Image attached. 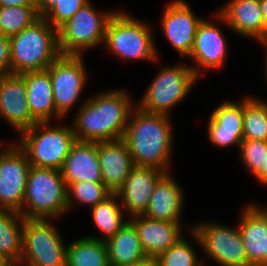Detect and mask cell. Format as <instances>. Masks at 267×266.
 <instances>
[{
	"label": "cell",
	"mask_w": 267,
	"mask_h": 266,
	"mask_svg": "<svg viewBox=\"0 0 267 266\" xmlns=\"http://www.w3.org/2000/svg\"><path fill=\"white\" fill-rule=\"evenodd\" d=\"M126 89L95 94L78 105L72 128L78 141L104 142L123 139L133 105Z\"/></svg>",
	"instance_id": "1"
},
{
	"label": "cell",
	"mask_w": 267,
	"mask_h": 266,
	"mask_svg": "<svg viewBox=\"0 0 267 266\" xmlns=\"http://www.w3.org/2000/svg\"><path fill=\"white\" fill-rule=\"evenodd\" d=\"M171 117L149 113L136 106L126 125L123 140L134 165L152 166L167 173L171 170L173 128Z\"/></svg>",
	"instance_id": "2"
},
{
	"label": "cell",
	"mask_w": 267,
	"mask_h": 266,
	"mask_svg": "<svg viewBox=\"0 0 267 266\" xmlns=\"http://www.w3.org/2000/svg\"><path fill=\"white\" fill-rule=\"evenodd\" d=\"M9 38L13 74L45 70L61 55L58 30L43 17Z\"/></svg>",
	"instance_id": "3"
},
{
	"label": "cell",
	"mask_w": 267,
	"mask_h": 266,
	"mask_svg": "<svg viewBox=\"0 0 267 266\" xmlns=\"http://www.w3.org/2000/svg\"><path fill=\"white\" fill-rule=\"evenodd\" d=\"M104 48L121 60H159L152 27L125 11L117 10L109 20L104 39Z\"/></svg>",
	"instance_id": "4"
},
{
	"label": "cell",
	"mask_w": 267,
	"mask_h": 266,
	"mask_svg": "<svg viewBox=\"0 0 267 266\" xmlns=\"http://www.w3.org/2000/svg\"><path fill=\"white\" fill-rule=\"evenodd\" d=\"M67 213V185L61 170L31 166L20 214L27 219L56 220Z\"/></svg>",
	"instance_id": "5"
},
{
	"label": "cell",
	"mask_w": 267,
	"mask_h": 266,
	"mask_svg": "<svg viewBox=\"0 0 267 266\" xmlns=\"http://www.w3.org/2000/svg\"><path fill=\"white\" fill-rule=\"evenodd\" d=\"M50 123L37 122L21 132L15 142L25 152L31 166L61 170L76 138L71 124L51 126Z\"/></svg>",
	"instance_id": "6"
},
{
	"label": "cell",
	"mask_w": 267,
	"mask_h": 266,
	"mask_svg": "<svg viewBox=\"0 0 267 266\" xmlns=\"http://www.w3.org/2000/svg\"><path fill=\"white\" fill-rule=\"evenodd\" d=\"M197 80L199 77L189 65L164 66L136 105L149 113L171 116L172 109L188 96Z\"/></svg>",
	"instance_id": "7"
},
{
	"label": "cell",
	"mask_w": 267,
	"mask_h": 266,
	"mask_svg": "<svg viewBox=\"0 0 267 266\" xmlns=\"http://www.w3.org/2000/svg\"><path fill=\"white\" fill-rule=\"evenodd\" d=\"M116 10L99 12L91 0L81 7L58 30L62 55H83L84 50L103 45L106 27Z\"/></svg>",
	"instance_id": "8"
},
{
	"label": "cell",
	"mask_w": 267,
	"mask_h": 266,
	"mask_svg": "<svg viewBox=\"0 0 267 266\" xmlns=\"http://www.w3.org/2000/svg\"><path fill=\"white\" fill-rule=\"evenodd\" d=\"M51 222L24 218L22 258L16 266H66L67 245Z\"/></svg>",
	"instance_id": "9"
},
{
	"label": "cell",
	"mask_w": 267,
	"mask_h": 266,
	"mask_svg": "<svg viewBox=\"0 0 267 266\" xmlns=\"http://www.w3.org/2000/svg\"><path fill=\"white\" fill-rule=\"evenodd\" d=\"M188 231L191 240L194 239L207 257L217 265L252 266L248 261L238 226L228 227L222 223L208 221L189 225Z\"/></svg>",
	"instance_id": "10"
},
{
	"label": "cell",
	"mask_w": 267,
	"mask_h": 266,
	"mask_svg": "<svg viewBox=\"0 0 267 266\" xmlns=\"http://www.w3.org/2000/svg\"><path fill=\"white\" fill-rule=\"evenodd\" d=\"M83 55H60L48 67L56 112L63 118L73 109L87 85Z\"/></svg>",
	"instance_id": "11"
},
{
	"label": "cell",
	"mask_w": 267,
	"mask_h": 266,
	"mask_svg": "<svg viewBox=\"0 0 267 266\" xmlns=\"http://www.w3.org/2000/svg\"><path fill=\"white\" fill-rule=\"evenodd\" d=\"M30 162L14 141L0 154V209L21 213Z\"/></svg>",
	"instance_id": "12"
},
{
	"label": "cell",
	"mask_w": 267,
	"mask_h": 266,
	"mask_svg": "<svg viewBox=\"0 0 267 266\" xmlns=\"http://www.w3.org/2000/svg\"><path fill=\"white\" fill-rule=\"evenodd\" d=\"M193 12L186 0H173L164 7L160 21L168 43L186 58L191 54L197 27L203 19Z\"/></svg>",
	"instance_id": "13"
},
{
	"label": "cell",
	"mask_w": 267,
	"mask_h": 266,
	"mask_svg": "<svg viewBox=\"0 0 267 266\" xmlns=\"http://www.w3.org/2000/svg\"><path fill=\"white\" fill-rule=\"evenodd\" d=\"M213 17L234 33L267 44V29L259 0H229Z\"/></svg>",
	"instance_id": "14"
},
{
	"label": "cell",
	"mask_w": 267,
	"mask_h": 266,
	"mask_svg": "<svg viewBox=\"0 0 267 266\" xmlns=\"http://www.w3.org/2000/svg\"><path fill=\"white\" fill-rule=\"evenodd\" d=\"M227 47L226 37L216 21L203 18L197 27L194 45L188 57L196 65L189 66L199 78L204 70L220 69L227 59Z\"/></svg>",
	"instance_id": "15"
},
{
	"label": "cell",
	"mask_w": 267,
	"mask_h": 266,
	"mask_svg": "<svg viewBox=\"0 0 267 266\" xmlns=\"http://www.w3.org/2000/svg\"><path fill=\"white\" fill-rule=\"evenodd\" d=\"M0 118L18 134L38 122L30 112L22 74L10 73L0 77Z\"/></svg>",
	"instance_id": "16"
},
{
	"label": "cell",
	"mask_w": 267,
	"mask_h": 266,
	"mask_svg": "<svg viewBox=\"0 0 267 266\" xmlns=\"http://www.w3.org/2000/svg\"><path fill=\"white\" fill-rule=\"evenodd\" d=\"M167 172L152 166L135 165L116 193L127 217L143 215L147 210L157 182Z\"/></svg>",
	"instance_id": "17"
},
{
	"label": "cell",
	"mask_w": 267,
	"mask_h": 266,
	"mask_svg": "<svg viewBox=\"0 0 267 266\" xmlns=\"http://www.w3.org/2000/svg\"><path fill=\"white\" fill-rule=\"evenodd\" d=\"M208 119L207 136L214 146L221 149L236 146L239 149L243 140V99L217 105Z\"/></svg>",
	"instance_id": "18"
},
{
	"label": "cell",
	"mask_w": 267,
	"mask_h": 266,
	"mask_svg": "<svg viewBox=\"0 0 267 266\" xmlns=\"http://www.w3.org/2000/svg\"><path fill=\"white\" fill-rule=\"evenodd\" d=\"M267 206V205H266ZM250 203L243 207L236 225L252 266H267V207Z\"/></svg>",
	"instance_id": "19"
},
{
	"label": "cell",
	"mask_w": 267,
	"mask_h": 266,
	"mask_svg": "<svg viewBox=\"0 0 267 266\" xmlns=\"http://www.w3.org/2000/svg\"><path fill=\"white\" fill-rule=\"evenodd\" d=\"M127 219L134 225L144 253L151 259H155L174 245L185 232L184 224L150 219L144 215H136Z\"/></svg>",
	"instance_id": "20"
},
{
	"label": "cell",
	"mask_w": 267,
	"mask_h": 266,
	"mask_svg": "<svg viewBox=\"0 0 267 266\" xmlns=\"http://www.w3.org/2000/svg\"><path fill=\"white\" fill-rule=\"evenodd\" d=\"M98 158L102 182L116 194L135 166L128 146L123 139L98 142Z\"/></svg>",
	"instance_id": "21"
},
{
	"label": "cell",
	"mask_w": 267,
	"mask_h": 266,
	"mask_svg": "<svg viewBox=\"0 0 267 266\" xmlns=\"http://www.w3.org/2000/svg\"><path fill=\"white\" fill-rule=\"evenodd\" d=\"M172 173H166L156 184L144 216L182 224L184 193Z\"/></svg>",
	"instance_id": "22"
},
{
	"label": "cell",
	"mask_w": 267,
	"mask_h": 266,
	"mask_svg": "<svg viewBox=\"0 0 267 266\" xmlns=\"http://www.w3.org/2000/svg\"><path fill=\"white\" fill-rule=\"evenodd\" d=\"M61 174L67 186L81 181L102 182L98 142L76 140L66 156Z\"/></svg>",
	"instance_id": "23"
},
{
	"label": "cell",
	"mask_w": 267,
	"mask_h": 266,
	"mask_svg": "<svg viewBox=\"0 0 267 266\" xmlns=\"http://www.w3.org/2000/svg\"><path fill=\"white\" fill-rule=\"evenodd\" d=\"M30 112L38 122L63 120L56 112L49 72L29 71L22 73Z\"/></svg>",
	"instance_id": "24"
},
{
	"label": "cell",
	"mask_w": 267,
	"mask_h": 266,
	"mask_svg": "<svg viewBox=\"0 0 267 266\" xmlns=\"http://www.w3.org/2000/svg\"><path fill=\"white\" fill-rule=\"evenodd\" d=\"M110 265H122L148 259L144 253L137 230L128 220L106 241Z\"/></svg>",
	"instance_id": "25"
},
{
	"label": "cell",
	"mask_w": 267,
	"mask_h": 266,
	"mask_svg": "<svg viewBox=\"0 0 267 266\" xmlns=\"http://www.w3.org/2000/svg\"><path fill=\"white\" fill-rule=\"evenodd\" d=\"M24 217L12 210L0 209V251L16 266L22 258Z\"/></svg>",
	"instance_id": "26"
},
{
	"label": "cell",
	"mask_w": 267,
	"mask_h": 266,
	"mask_svg": "<svg viewBox=\"0 0 267 266\" xmlns=\"http://www.w3.org/2000/svg\"><path fill=\"white\" fill-rule=\"evenodd\" d=\"M93 224L101 232L103 238L90 235L87 237L107 241L119 231L128 221L124 216V210L117 194H111L104 201L90 208ZM126 219V220H124Z\"/></svg>",
	"instance_id": "27"
},
{
	"label": "cell",
	"mask_w": 267,
	"mask_h": 266,
	"mask_svg": "<svg viewBox=\"0 0 267 266\" xmlns=\"http://www.w3.org/2000/svg\"><path fill=\"white\" fill-rule=\"evenodd\" d=\"M66 266H110L106 241L87 236L67 245Z\"/></svg>",
	"instance_id": "28"
},
{
	"label": "cell",
	"mask_w": 267,
	"mask_h": 266,
	"mask_svg": "<svg viewBox=\"0 0 267 266\" xmlns=\"http://www.w3.org/2000/svg\"><path fill=\"white\" fill-rule=\"evenodd\" d=\"M243 139L267 141V101L243 97Z\"/></svg>",
	"instance_id": "29"
},
{
	"label": "cell",
	"mask_w": 267,
	"mask_h": 266,
	"mask_svg": "<svg viewBox=\"0 0 267 266\" xmlns=\"http://www.w3.org/2000/svg\"><path fill=\"white\" fill-rule=\"evenodd\" d=\"M39 18L36 5L0 7V34L13 36Z\"/></svg>",
	"instance_id": "30"
},
{
	"label": "cell",
	"mask_w": 267,
	"mask_h": 266,
	"mask_svg": "<svg viewBox=\"0 0 267 266\" xmlns=\"http://www.w3.org/2000/svg\"><path fill=\"white\" fill-rule=\"evenodd\" d=\"M112 193L103 182L81 181L67 186V209L73 208L74 203L94 207L104 201Z\"/></svg>",
	"instance_id": "31"
},
{
	"label": "cell",
	"mask_w": 267,
	"mask_h": 266,
	"mask_svg": "<svg viewBox=\"0 0 267 266\" xmlns=\"http://www.w3.org/2000/svg\"><path fill=\"white\" fill-rule=\"evenodd\" d=\"M154 262L155 266H203L204 264L186 237H181L174 245L159 254Z\"/></svg>",
	"instance_id": "32"
},
{
	"label": "cell",
	"mask_w": 267,
	"mask_h": 266,
	"mask_svg": "<svg viewBox=\"0 0 267 266\" xmlns=\"http://www.w3.org/2000/svg\"><path fill=\"white\" fill-rule=\"evenodd\" d=\"M238 150L246 171L256 177L265 163L267 141L243 139Z\"/></svg>",
	"instance_id": "33"
},
{
	"label": "cell",
	"mask_w": 267,
	"mask_h": 266,
	"mask_svg": "<svg viewBox=\"0 0 267 266\" xmlns=\"http://www.w3.org/2000/svg\"><path fill=\"white\" fill-rule=\"evenodd\" d=\"M89 1L90 0H57L43 18L52 27L58 29Z\"/></svg>",
	"instance_id": "34"
},
{
	"label": "cell",
	"mask_w": 267,
	"mask_h": 266,
	"mask_svg": "<svg viewBox=\"0 0 267 266\" xmlns=\"http://www.w3.org/2000/svg\"><path fill=\"white\" fill-rule=\"evenodd\" d=\"M11 73L10 38L0 34V77Z\"/></svg>",
	"instance_id": "35"
},
{
	"label": "cell",
	"mask_w": 267,
	"mask_h": 266,
	"mask_svg": "<svg viewBox=\"0 0 267 266\" xmlns=\"http://www.w3.org/2000/svg\"><path fill=\"white\" fill-rule=\"evenodd\" d=\"M57 0H36L38 15L43 17L56 3Z\"/></svg>",
	"instance_id": "36"
},
{
	"label": "cell",
	"mask_w": 267,
	"mask_h": 266,
	"mask_svg": "<svg viewBox=\"0 0 267 266\" xmlns=\"http://www.w3.org/2000/svg\"><path fill=\"white\" fill-rule=\"evenodd\" d=\"M24 5H36V0H0V7Z\"/></svg>",
	"instance_id": "37"
},
{
	"label": "cell",
	"mask_w": 267,
	"mask_h": 266,
	"mask_svg": "<svg viewBox=\"0 0 267 266\" xmlns=\"http://www.w3.org/2000/svg\"><path fill=\"white\" fill-rule=\"evenodd\" d=\"M264 162L265 163L261 172L255 178L256 180H258L259 183L263 184L264 186H267V155Z\"/></svg>",
	"instance_id": "38"
},
{
	"label": "cell",
	"mask_w": 267,
	"mask_h": 266,
	"mask_svg": "<svg viewBox=\"0 0 267 266\" xmlns=\"http://www.w3.org/2000/svg\"><path fill=\"white\" fill-rule=\"evenodd\" d=\"M110 266H155V262L154 259L148 258L134 263L122 264V265H110Z\"/></svg>",
	"instance_id": "39"
},
{
	"label": "cell",
	"mask_w": 267,
	"mask_h": 266,
	"mask_svg": "<svg viewBox=\"0 0 267 266\" xmlns=\"http://www.w3.org/2000/svg\"><path fill=\"white\" fill-rule=\"evenodd\" d=\"M259 1H260V7H261L262 15L264 18V23H265L266 29H267V0H259Z\"/></svg>",
	"instance_id": "40"
},
{
	"label": "cell",
	"mask_w": 267,
	"mask_h": 266,
	"mask_svg": "<svg viewBox=\"0 0 267 266\" xmlns=\"http://www.w3.org/2000/svg\"><path fill=\"white\" fill-rule=\"evenodd\" d=\"M0 266H14L0 251Z\"/></svg>",
	"instance_id": "41"
},
{
	"label": "cell",
	"mask_w": 267,
	"mask_h": 266,
	"mask_svg": "<svg viewBox=\"0 0 267 266\" xmlns=\"http://www.w3.org/2000/svg\"><path fill=\"white\" fill-rule=\"evenodd\" d=\"M262 46H263V48H265V49H264V51H265V60H266V61H265V66H266V67H265V72H266V73H265V74H266L265 77L267 78V44H263ZM266 81H267V79H266Z\"/></svg>",
	"instance_id": "42"
},
{
	"label": "cell",
	"mask_w": 267,
	"mask_h": 266,
	"mask_svg": "<svg viewBox=\"0 0 267 266\" xmlns=\"http://www.w3.org/2000/svg\"><path fill=\"white\" fill-rule=\"evenodd\" d=\"M2 143H4L3 141H1V139H0V154L7 148V146H5L4 144H2ZM5 146V147H4Z\"/></svg>",
	"instance_id": "43"
}]
</instances>
